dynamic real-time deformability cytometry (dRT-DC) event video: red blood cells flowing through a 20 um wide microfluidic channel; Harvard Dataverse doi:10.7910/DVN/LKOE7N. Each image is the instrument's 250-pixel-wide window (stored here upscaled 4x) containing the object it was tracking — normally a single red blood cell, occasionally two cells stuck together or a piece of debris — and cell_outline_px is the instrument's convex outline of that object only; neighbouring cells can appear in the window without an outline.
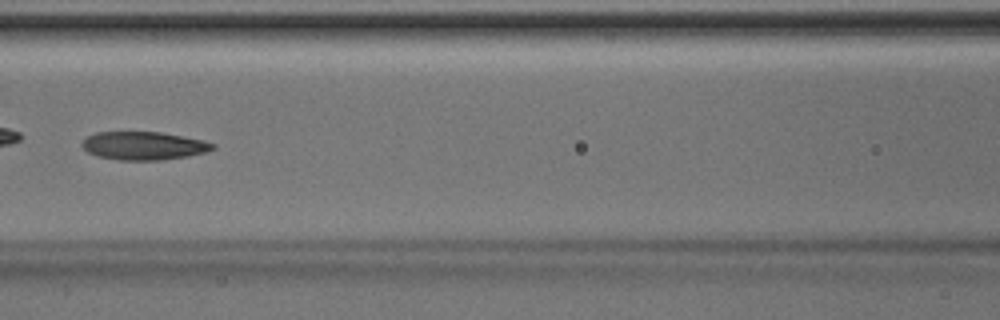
{"species": "Egyptian fruit bat (a non-hibernating species)", "species_latin": "Rousettus aegyptiacus", "temperature_condition": "room temperature", "stored_images_in_passage": 7, "camera_frame_rate_fps": 3000, "um_per_image_px": 0.085, "animal": {"sex": "male"}, "frame": {"image": 1, "passage_image": 7, "time_ms": 2.0, "image_size_px": [1000, 320], "cell_outline_px": [[216, 148], [204, 152], [188, 156], [160, 160], [120, 160], [96, 156], [88, 152], [80, 144], [88, 136], [96, 132], [160, 132], [204, 140], [216, 144]], "centroid_in_image_um": [12.22, 12.39], "position_along_channel_um": 154.4, "area_um2": 21.44}}